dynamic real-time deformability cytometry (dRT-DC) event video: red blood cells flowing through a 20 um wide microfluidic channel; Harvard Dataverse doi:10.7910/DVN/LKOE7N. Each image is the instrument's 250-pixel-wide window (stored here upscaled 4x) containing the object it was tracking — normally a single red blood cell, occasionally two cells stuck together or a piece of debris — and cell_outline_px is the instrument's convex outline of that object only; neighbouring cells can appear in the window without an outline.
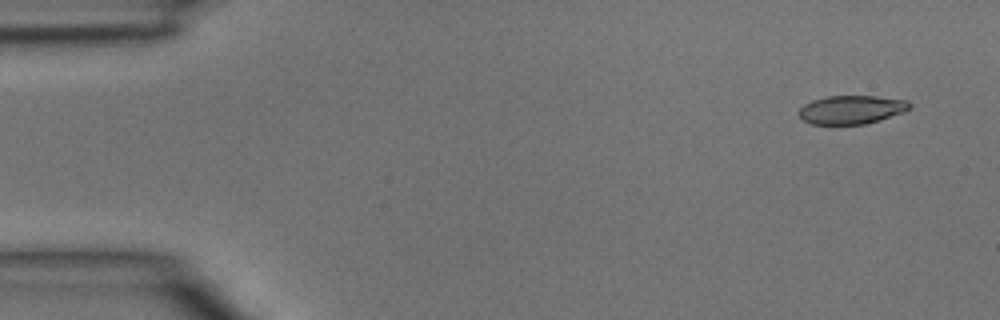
{"species": "common noctule bat (a hibernating species)", "species_latin": "Nyctalus noctula", "temperature_condition": "room temperature", "stored_images_in_passage": 5, "camera_frame_rate_fps": 3000, "um_per_image_px": 0.085, "animal": {"sex": "male", "body_mass_g": 15.6}, "frame": {"image": 1, "passage_image": 1, "time_ms": 0.0, "image_size_px": [1000, 320], "cell_outline_px": [[912, 108], [904, 112], [880, 120], [864, 124], [812, 124], [804, 120], [796, 112], [804, 104], [812, 100], [828, 96], [876, 96], [908, 100], [912, 104]], "centroid_in_image_um": [72.4, 9.31], "position_along_channel_um": 12.6, "area_um2": 18.55}}
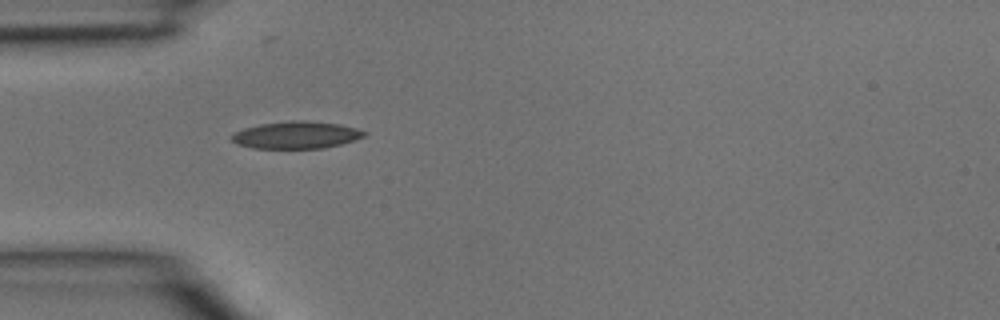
{"frame": {"image": 2, "passage_image": 4, "time_ms": 1.0, "image_size_px": [1000, 320], "cell_outline_px": [[368, 132], [364, 136], [340, 144], [324, 148], [252, 148], [236, 144], [228, 136], [232, 132], [244, 128], [260, 124], [288, 120], [304, 120], [340, 124], [356, 128]], "centroid_in_image_um": [25.12, 11.46], "position_along_channel_um": 59.9, "area_um2": 21.15}}